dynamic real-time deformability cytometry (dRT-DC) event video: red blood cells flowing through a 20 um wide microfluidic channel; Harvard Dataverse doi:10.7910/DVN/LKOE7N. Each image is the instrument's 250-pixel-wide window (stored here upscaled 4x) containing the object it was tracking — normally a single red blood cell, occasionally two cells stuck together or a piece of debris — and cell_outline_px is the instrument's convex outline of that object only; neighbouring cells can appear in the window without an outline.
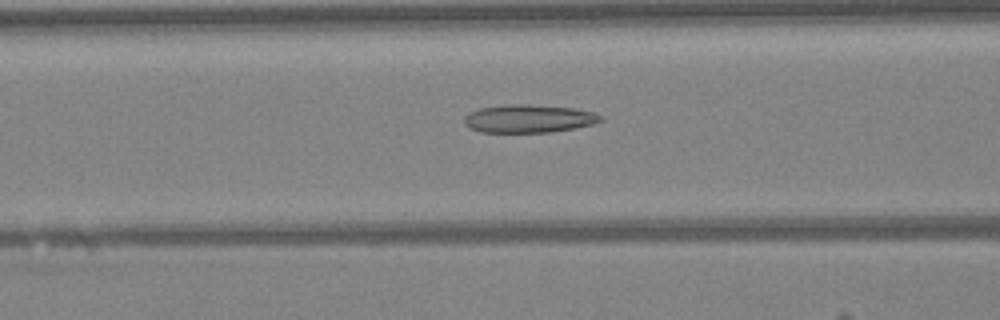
{"species": "Egyptian fruit bat (a non-hibernating species)", "species_latin": "Rousettus aegyptiacus", "temperature_condition": "warm", "stored_images_in_passage": 41, "camera_frame_rate_fps": 3000, "um_per_image_px": 0.085, "animal": {"sex": "female"}, "frame": {"image": 1, "passage_image": 13, "time_ms": 4.0, "image_size_px": [1000, 320], "cell_outline_px": [[604, 120], [592, 124], [576, 128], [548, 132], [480, 132], [464, 124], [464, 116], [480, 108], [508, 104], [524, 104], [576, 108], [592, 112], [604, 116]], "centroid_in_image_um": [44.98, 10.08], "position_along_channel_um": 121.6, "area_um2": 22.25}}
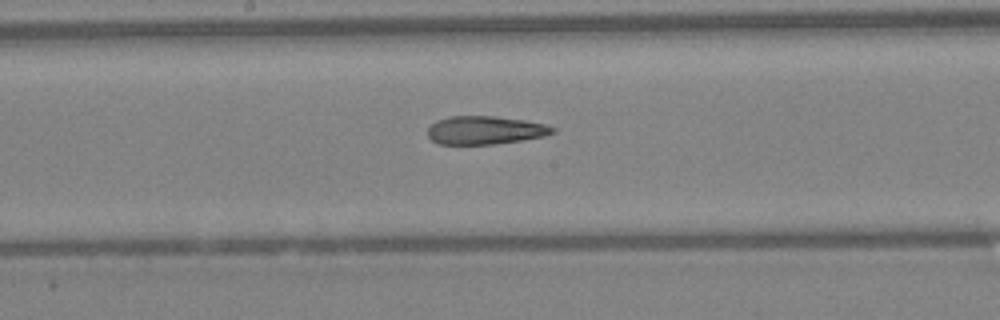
{"frame": {"image": 2, "passage_image": 19, "time_ms": 6.0, "image_size_px": [1000, 320], "cell_outline_px": [[556, 132], [544, 136], [524, 140], [492, 144], [436, 144], [428, 136], [428, 128], [436, 120], [448, 116], [492, 116], [524, 120], [544, 124], [556, 128]], "centroid_in_image_um": [41.22, 11.07], "position_along_channel_um": 207.0, "area_um2": 20.63}}
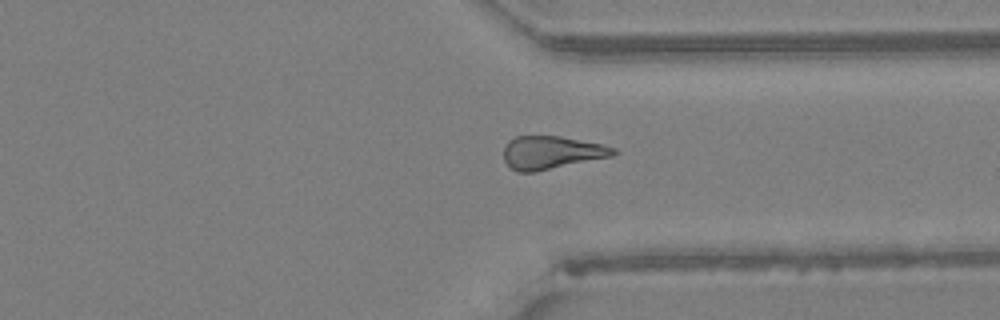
{"frame": {"image": 3, "passage_image": 30, "time_ms": 9.667, "image_size_px": [1000, 320], "cell_outline_px": [[620, 152], [612, 156], [536, 172], [516, 172], [504, 160], [504, 148], [508, 140], [516, 136], [560, 136], [604, 144], [616, 148]], "centroid_in_image_um": [46.9, 12.96], "position_along_channel_um": 364.5, "area_um2": 21.33}, "authors_computed_cell_mechanics": {"area_um2": 21.386, "velocity_mm_per_s": 4.3033, "shape_relaxation_time_tau1_ms": null, "shape_relaxation_time_tau2_ms": 3.1535, "deformation_change_tau1": null, "deformation_change_tau2": 0.1287}}